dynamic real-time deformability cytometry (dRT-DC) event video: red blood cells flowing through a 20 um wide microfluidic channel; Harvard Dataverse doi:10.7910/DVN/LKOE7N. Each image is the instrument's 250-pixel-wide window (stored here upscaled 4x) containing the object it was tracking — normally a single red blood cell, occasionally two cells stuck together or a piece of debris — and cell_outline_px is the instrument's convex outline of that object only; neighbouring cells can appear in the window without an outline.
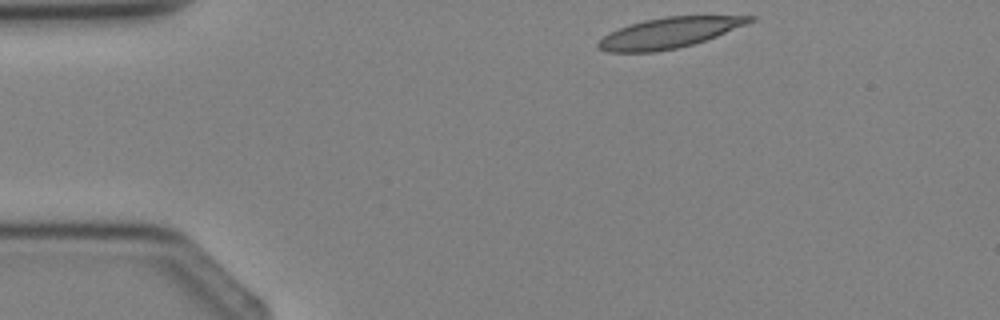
{"species": "Egyptian fruit bat (a non-hibernating species)", "species_latin": "Rousettus aegyptiacus", "temperature_condition": "cold", "stored_images_in_passage": 2, "camera_frame_rate_fps": 3000, "um_per_image_px": 0.085, "animal": {"sex": "female"}, "frame": {"image": 1, "passage_image": 1, "time_ms": 0.0, "image_size_px": [1000, 320], "cell_outline_px": [[756, 20], [716, 36], [692, 44], [676, 48], [656, 52], [608, 52], [600, 48], [596, 44], [604, 36], [628, 24], [644, 20], [664, 16], [756, 16]], "centroid_in_image_um": [56.87, 2.78], "position_along_channel_um": 28.1, "area_um2": 26.53}}